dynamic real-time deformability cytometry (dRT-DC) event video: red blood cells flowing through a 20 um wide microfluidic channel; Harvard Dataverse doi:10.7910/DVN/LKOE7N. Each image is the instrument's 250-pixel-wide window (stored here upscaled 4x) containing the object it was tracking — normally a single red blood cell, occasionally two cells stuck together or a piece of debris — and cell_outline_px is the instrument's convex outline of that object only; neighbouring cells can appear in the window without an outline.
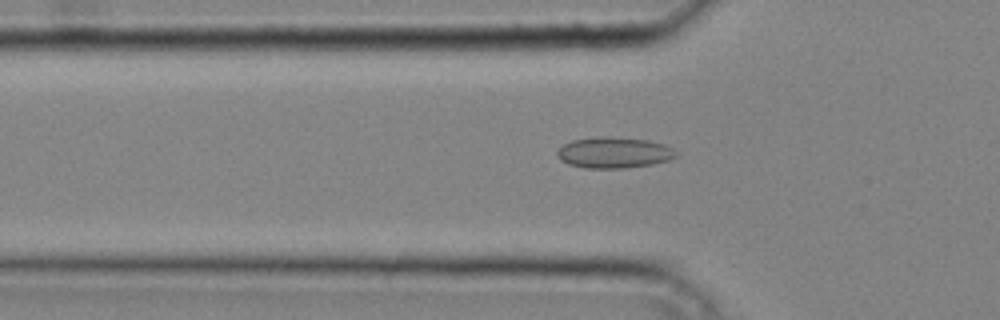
{"species": "common noctule bat (a hibernating species)", "species_latin": "Nyctalus noctula", "temperature_condition": "cold", "stored_images_in_passage": 32, "camera_frame_rate_fps": 3000, "um_per_image_px": 0.085, "animal": {"sex": "male", "body_mass_g": 20.4}, "frame": {"image": 1, "passage_image": 6, "time_ms": 1.667, "image_size_px": [1000, 320], "cell_outline_px": [[680, 152], [676, 156], [668, 160], [652, 164], [624, 168], [584, 168], [568, 164], [560, 160], [556, 156], [556, 152], [564, 144], [572, 140], [600, 136], [608, 136], [648, 140], [664, 144]], "centroid_in_image_um": [52.18, 12.97], "position_along_channel_um": 73.6, "area_um2": 21.62}}
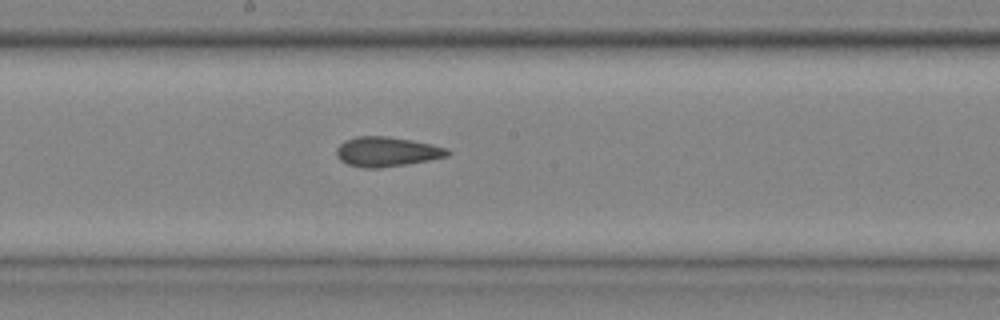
{"frame": {"image": 2, "passage_image": 15, "time_ms": 4.667, "image_size_px": [1000, 320], "cell_outline_px": [[452, 152], [448, 156], [428, 160], [404, 164], [376, 168], [364, 168], [348, 164], [340, 160], [336, 156], [336, 148], [344, 140], [356, 136], [388, 136], [412, 140], [448, 148]], "centroid_in_image_um": [32.86, 12.88], "position_along_channel_um": 215.3, "area_um2": 19.19}}
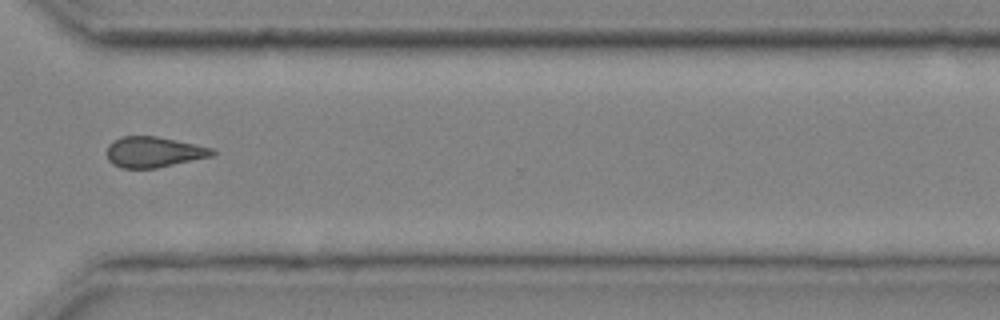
{"frame": {"image": 3, "passage_image": 24, "time_ms": 7.667, "image_size_px": [1000, 320], "cell_outline_px": [[216, 152], [212, 156], [156, 168], [120, 168], [112, 164], [108, 160], [108, 144], [112, 140], [120, 136], [156, 136], [196, 144], [212, 148]], "centroid_in_image_um": [13.04, 12.92], "position_along_channel_um": 357.6, "area_um2": 18.84}}